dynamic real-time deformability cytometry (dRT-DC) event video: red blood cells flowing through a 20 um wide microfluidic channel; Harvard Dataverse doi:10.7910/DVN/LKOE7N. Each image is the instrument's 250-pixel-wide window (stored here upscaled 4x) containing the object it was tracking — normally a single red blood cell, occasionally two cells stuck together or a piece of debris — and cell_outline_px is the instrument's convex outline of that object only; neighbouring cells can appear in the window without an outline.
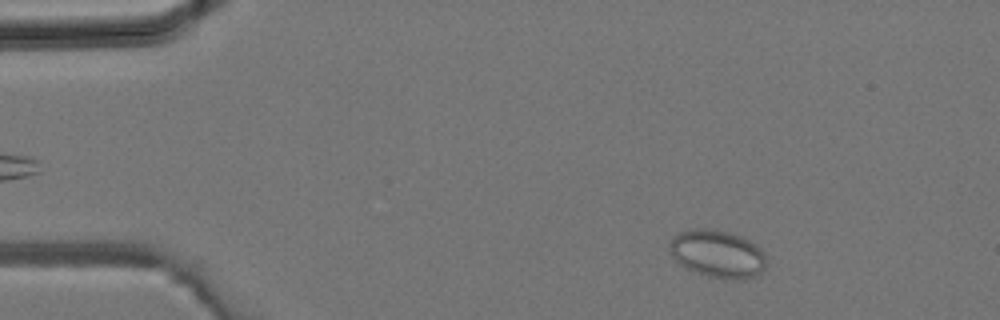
{"species": "common noctule bat (a hibernating species)", "species_latin": "Nyctalus noctula", "temperature_condition": "room temperature", "stored_images_in_passage": 36, "camera_frame_rate_fps": 3000, "um_per_image_px": 0.085, "animal": {"sex": "male", "body_mass_g": 19.2, "forearm_length_mm": 51.8}, "frame": {"image": 1, "passage_image": 4, "time_ms": 1.0, "image_size_px": [1000, 320], "cell_outline_px": [[764, 268], [760, 272], [752, 276], [736, 280], [708, 276], [688, 268], [680, 264], [672, 256], [668, 248], [668, 244], [672, 236], [680, 232], [696, 228], [712, 228], [728, 232], [740, 236], [756, 244], [764, 252]], "centroid_in_image_um": [60.95, 21.54], "position_along_channel_um": 24.1, "area_um2": 26.65}}
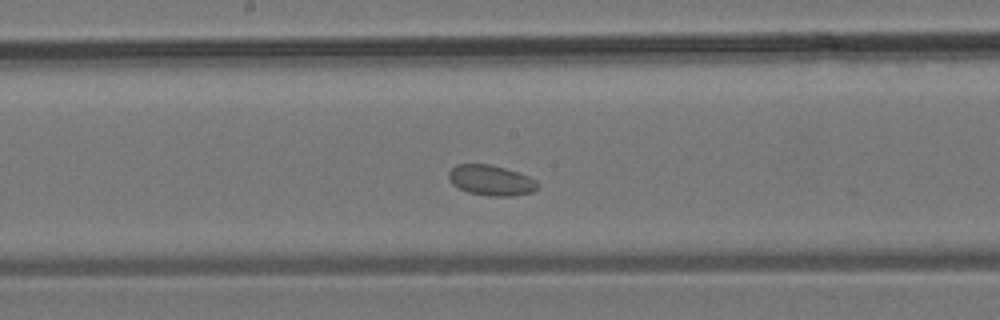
{"frame": {"image": 2, "passage_image": 18, "time_ms": 5.667, "image_size_px": [1000, 320], "cell_outline_px": [[540, 184], [532, 192], [512, 196], [488, 196], [468, 192], [452, 184], [448, 180], [448, 172], [456, 164], [488, 164], [504, 168], [528, 176], [536, 180]], "centroid_in_image_um": [41.72, 15.33], "position_along_channel_um": 206.5, "area_um2": 15.72}}
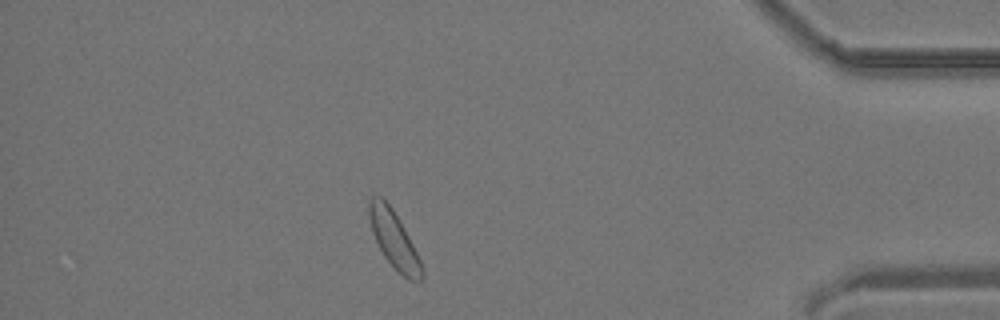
{"frame": {"image": 3, "passage_image": 31, "time_ms": 10.0, "image_size_px": [1000, 320], "cell_outline_px": [[424, 280], [416, 284], [408, 280], [384, 256], [372, 232], [368, 216], [368, 200], [372, 196], [380, 196], [392, 208], [408, 236], [424, 268]], "centroid_in_image_um": [33.51, 20.4], "position_along_channel_um": 401.7, "area_um2": 17.34}}